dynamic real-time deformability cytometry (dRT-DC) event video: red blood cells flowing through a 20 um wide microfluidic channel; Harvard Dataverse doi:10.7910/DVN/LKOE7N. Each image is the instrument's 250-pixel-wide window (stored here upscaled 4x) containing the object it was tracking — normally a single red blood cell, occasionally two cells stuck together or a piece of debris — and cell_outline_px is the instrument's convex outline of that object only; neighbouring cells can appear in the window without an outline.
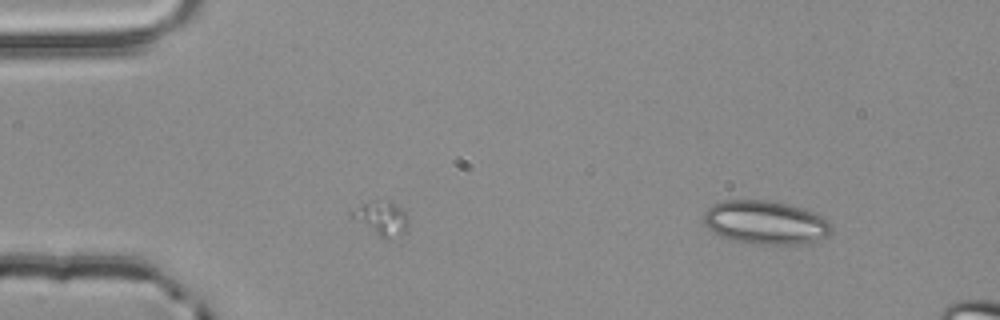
{"species": "common noctule bat (a hibernating species)", "species_latin": "Nyctalus noctula", "temperature_condition": "room temperature", "stored_images_in_passage": 7, "segment_of_instrument_passage": [2, 2], "camera_frame_rate_fps": 3000, "um_per_image_px": 0.085, "animal": {"sex": "male", "body_mass_g": 20.4}, "frame": {"image": 1, "passage_image": 7, "time_ms": 2.0, "image_size_px": [1000, 320], "cell_outline_px": [[832, 228], [824, 236], [808, 244], [760, 244], [736, 240], [720, 236], [712, 232], [708, 228], [704, 220], [704, 212], [712, 204], [724, 200], [768, 200], [788, 204], [804, 208], [816, 212], [824, 216], [832, 224]], "centroid_in_image_um": [65.08, 18.89], "position_along_channel_um": 19.9, "area_um2": 32.48}}